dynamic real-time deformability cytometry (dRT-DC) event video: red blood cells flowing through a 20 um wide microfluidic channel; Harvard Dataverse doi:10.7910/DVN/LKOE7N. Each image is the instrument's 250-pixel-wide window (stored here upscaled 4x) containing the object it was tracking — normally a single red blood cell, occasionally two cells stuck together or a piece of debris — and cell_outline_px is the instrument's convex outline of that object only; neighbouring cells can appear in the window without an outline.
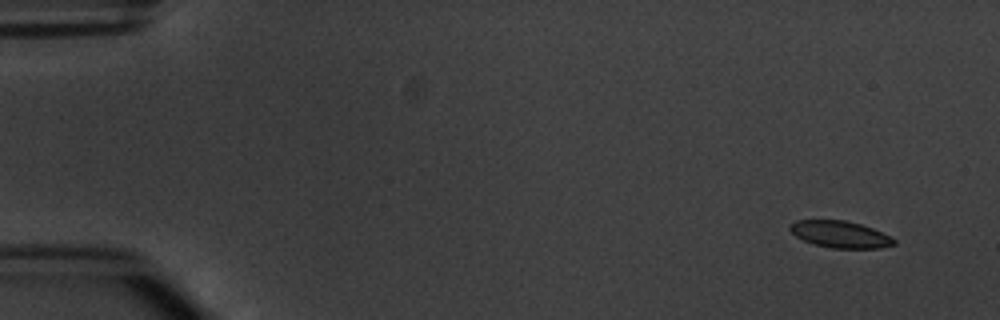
{"species": "common noctule bat (a hibernating species)", "species_latin": "Nyctalus noctula", "temperature_condition": "warm", "stored_images_in_passage": 7, "camera_frame_rate_fps": 3000, "um_per_image_px": 0.085, "animal": {"sex": "male", "body_mass_g": 20.1, "forearm_length_mm": 53.5}, "frame": {"image": 1, "passage_image": 1, "time_ms": 0.0, "image_size_px": [1000, 320], "cell_outline_px": [[896, 244], [880, 248], [832, 248], [816, 244], [804, 240], [796, 236], [788, 228], [788, 224], [796, 220], [844, 220], [860, 224], [872, 228], [892, 236], [896, 240]], "centroid_in_image_um": [71.43, 19.91], "position_along_channel_um": 13.6, "area_um2": 16.24}}
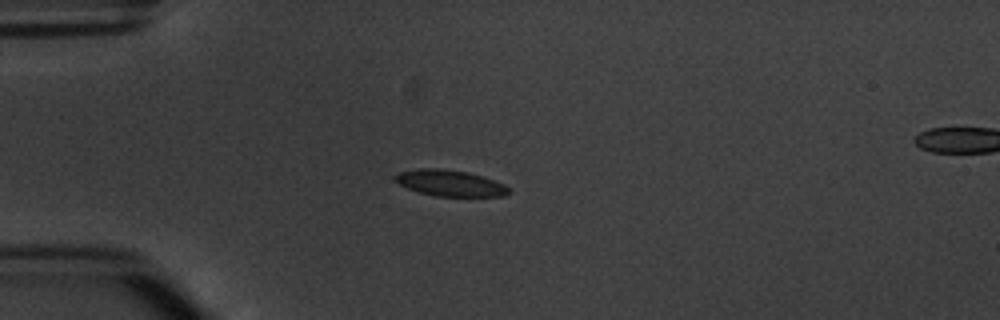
{"frame": {"image": 2, "passage_image": 4, "time_ms": 3.667, "image_size_px": [1000, 320], "cell_outline_px": [[508, 192], [504, 196], [436, 196], [420, 192], [408, 188], [400, 184], [392, 176], [400, 172], [420, 168], [440, 168], [468, 172], [504, 184], [508, 188]], "centroid_in_image_um": [38.22, 15.56], "position_along_channel_um": 46.8, "area_um2": 16.99}}